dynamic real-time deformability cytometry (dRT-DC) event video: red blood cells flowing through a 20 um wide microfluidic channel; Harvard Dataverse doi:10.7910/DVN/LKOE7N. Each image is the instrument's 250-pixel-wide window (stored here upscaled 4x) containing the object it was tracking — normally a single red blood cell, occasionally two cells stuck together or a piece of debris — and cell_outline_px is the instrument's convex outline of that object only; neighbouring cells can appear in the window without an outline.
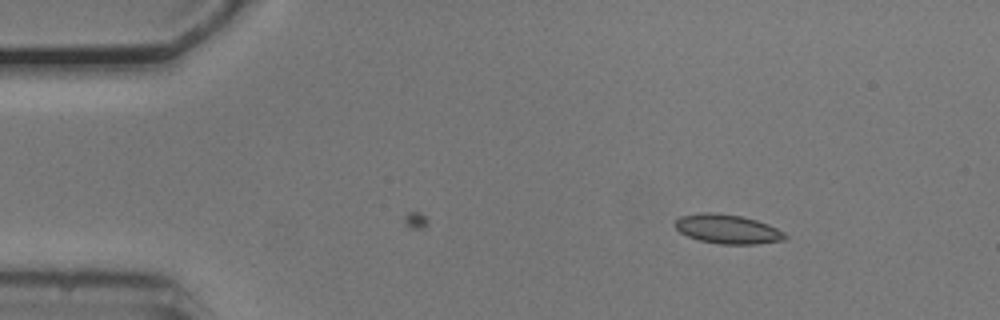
{"species": "common noctule bat (a hibernating species)", "species_latin": "Nyctalus noctula", "temperature_condition": "cold", "stored_images_in_passage": 13, "camera_frame_rate_fps": 3000, "um_per_image_px": 0.085, "animal": {"sex": "male", "body_mass_g": 20.5, "forearm_length_mm": 52.5}, "frame": {"image": 1, "passage_image": 13, "time_ms": 4.0, "image_size_px": [1000, 320], "cell_outline_px": [[788, 240], [756, 244], [720, 244], [700, 240], [688, 236], [680, 232], [672, 224], [680, 216], [700, 212], [716, 212], [740, 216], [756, 220], [768, 224], [784, 232], [788, 236]], "centroid_in_image_um": [61.85, 19.47], "position_along_channel_um": 23.2, "area_um2": 18.9}}